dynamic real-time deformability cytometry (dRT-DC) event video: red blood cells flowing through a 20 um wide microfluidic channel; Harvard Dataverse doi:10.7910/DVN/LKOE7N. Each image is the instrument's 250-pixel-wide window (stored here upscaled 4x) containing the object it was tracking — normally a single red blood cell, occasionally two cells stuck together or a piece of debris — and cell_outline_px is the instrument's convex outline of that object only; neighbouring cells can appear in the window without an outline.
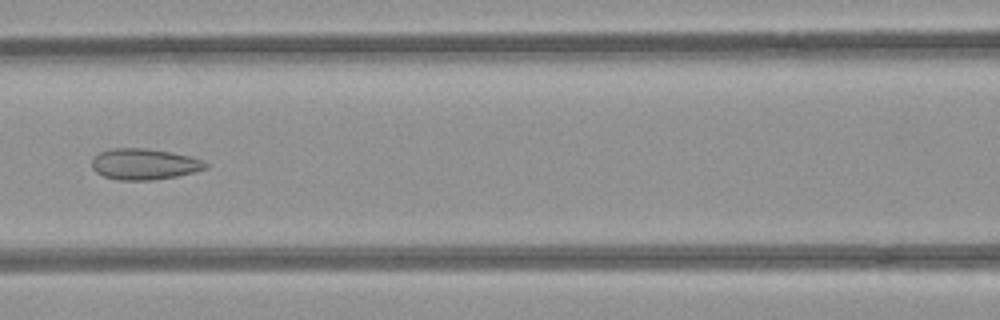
{"species": "common noctule bat (a hibernating species)", "species_latin": "Nyctalus noctula", "temperature_condition": "room temperature", "stored_images_in_passage": 41, "camera_frame_rate_fps": 3000, "um_per_image_px": 0.085, "animal": {"sex": "female", "body_mass_g": 21.9}, "frame": {"image": 1, "passage_image": 11, "time_ms": 3.333, "image_size_px": [1000, 320], "cell_outline_px": [[208, 168], [176, 176], [152, 180], [116, 180], [104, 176], [96, 172], [92, 168], [92, 156], [100, 152], [112, 148], [144, 148], [168, 152], [188, 156], [200, 160], [208, 164]], "centroid_in_image_um": [12.2, 13.95], "position_along_channel_um": 154.4, "area_um2": 20.4}}
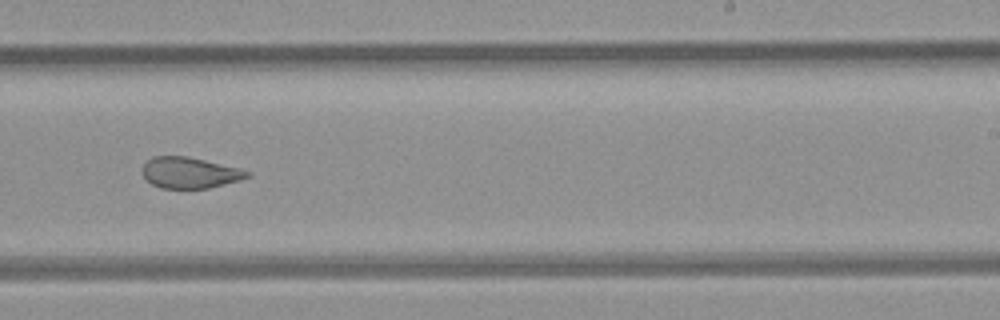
{"frame": {"image": 2, "passage_image": 20, "time_ms": 6.333, "image_size_px": [1000, 320], "cell_outline_px": [[252, 176], [240, 180], [208, 188], [160, 188], [152, 184], [140, 172], [144, 164], [152, 156], [188, 156], [240, 168], [252, 172]], "centroid_in_image_um": [16.14, 14.67], "position_along_channel_um": 272.9, "area_um2": 19.07}}
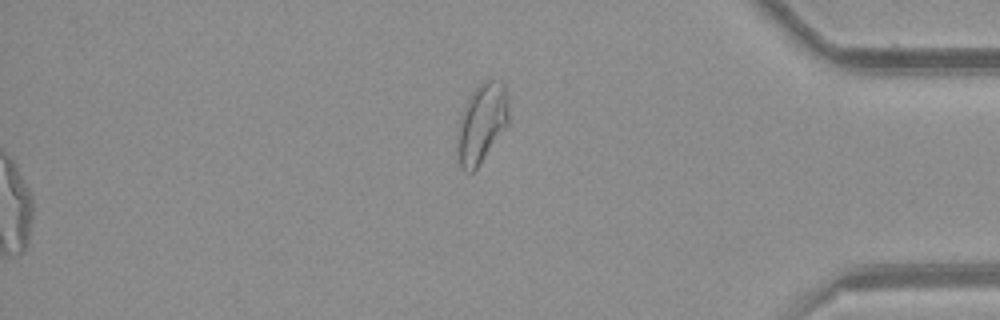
{"frame": {"image": 3, "passage_image": 41, "time_ms": 13.333, "image_size_px": [1000, 320], "cell_outline_px": [[508, 124], [476, 168], [472, 172], [464, 172], [460, 168], [456, 148], [456, 132], [464, 108], [472, 92], [484, 80], [492, 76], [500, 80], [504, 84], [508, 92]], "centroid_in_image_um": [40.94, 10.44], "position_along_channel_um": 394.3, "area_um2": 23.99}, "authors_computed_cell_mechanics": {"area_um2": 22.1374, "velocity_mm_per_s": 3.9642, "shape_relaxation_time_tau1_ms": null, "shape_relaxation_time_tau2_ms": 1.7172, "deformation_change_tau1": null, "deformation_change_tau2": 0.0928}}